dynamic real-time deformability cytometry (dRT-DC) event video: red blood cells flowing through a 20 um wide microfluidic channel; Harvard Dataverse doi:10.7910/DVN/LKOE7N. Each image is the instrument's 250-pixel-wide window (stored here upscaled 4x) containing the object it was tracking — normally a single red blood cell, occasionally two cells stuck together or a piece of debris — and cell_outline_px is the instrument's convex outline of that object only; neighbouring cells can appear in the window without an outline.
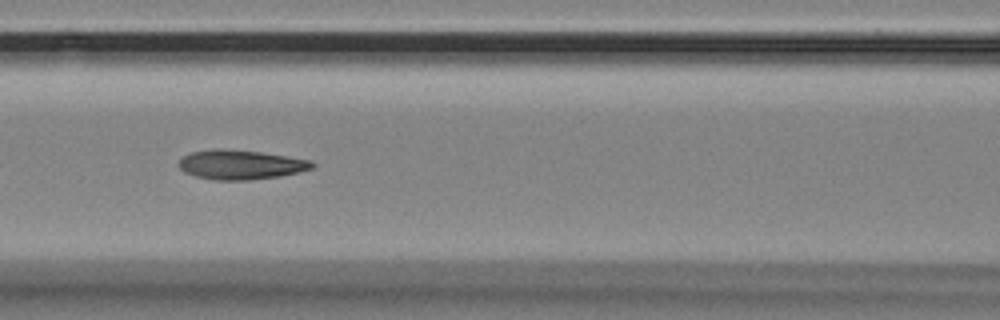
{"species": "Egyptian fruit bat (a non-hibernating species)", "species_latin": "Rousettus aegyptiacus", "temperature_condition": "room temperature", "stored_images_in_passage": 12, "camera_frame_rate_fps": 3000, "um_per_image_px": 0.085, "animal": {"sex": "female"}, "frame": {"image": 1, "passage_image": 4, "time_ms": 1.0, "image_size_px": [1000, 320], "cell_outline_px": [[316, 164], [312, 168], [300, 172], [280, 176], [248, 180], [216, 180], [196, 176], [184, 172], [176, 164], [184, 156], [192, 152], [212, 148], [220, 148], [260, 152], [308, 160]], "centroid_in_image_um": [20.42, 14.0], "position_along_channel_um": 146.2, "area_um2": 22.77}}
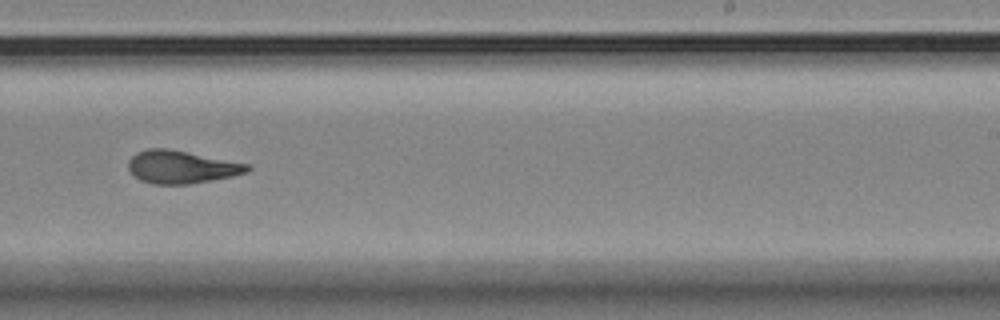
{"frame": {"image": 2, "passage_image": 7, "time_ms": 2.0, "image_size_px": [1000, 320], "cell_outline_px": [[252, 168], [248, 172], [232, 176], [192, 184], [152, 184], [140, 180], [128, 168], [128, 160], [136, 152], [148, 148], [168, 148], [248, 164]], "centroid_in_image_um": [15.41, 14.19], "position_along_channel_um": 273.6, "area_um2": 22.72}}
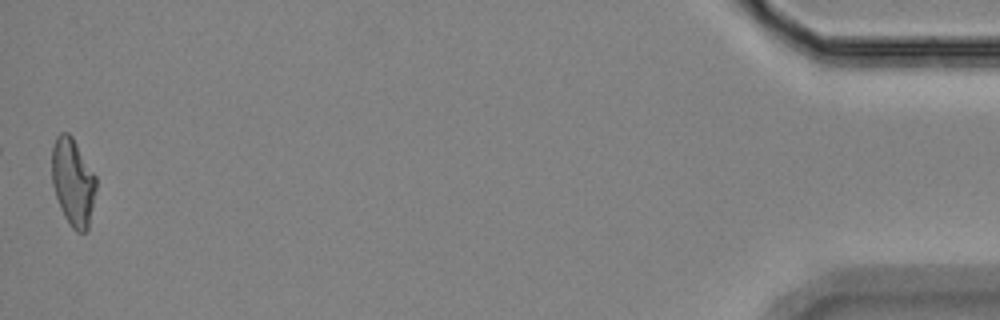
{"frame": {"image": 3, "passage_image": 12, "time_ms": 3.667, "image_size_px": [1000, 320], "cell_outline_px": [[96, 188], [88, 232], [76, 232], [72, 228], [64, 216], [60, 208], [52, 184], [52, 148], [56, 136], [60, 132], [68, 132], [72, 136], [96, 176]], "centroid_in_image_um": [6.2, 15.48], "position_along_channel_um": 429.0, "area_um2": 22.66}}